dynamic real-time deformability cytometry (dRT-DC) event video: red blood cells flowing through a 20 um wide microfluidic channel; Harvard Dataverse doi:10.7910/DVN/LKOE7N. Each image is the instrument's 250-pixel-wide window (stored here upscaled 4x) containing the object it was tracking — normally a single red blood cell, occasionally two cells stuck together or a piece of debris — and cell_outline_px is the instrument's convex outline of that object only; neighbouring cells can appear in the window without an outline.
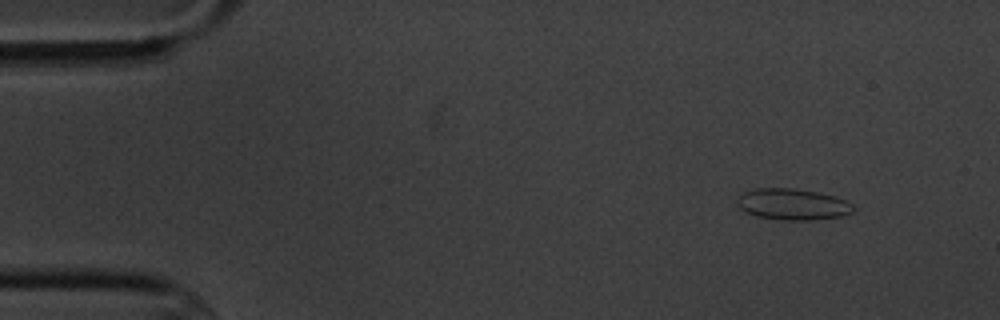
{"species": "common noctule bat (a hibernating species)", "species_latin": "Nyctalus noctula", "temperature_condition": "cold", "stored_images_in_passage": 14, "camera_frame_rate_fps": 3000, "um_per_image_px": 0.085, "animal": {"sex": "male", "body_mass_g": 20.1, "forearm_length_mm": 53.5}, "frame": {"image": 1, "passage_image": 1, "time_ms": 0.0, "image_size_px": [1000, 320], "cell_outline_px": [[856, 208], [852, 212], [840, 216], [808, 220], [780, 220], [756, 216], [744, 212], [736, 204], [736, 200], [744, 192], [756, 188], [796, 188], [816, 192], [832, 196], [844, 200], [852, 204]], "centroid_in_image_um": [67.33, 17.37], "position_along_channel_um": 17.7, "area_um2": 21.1}}
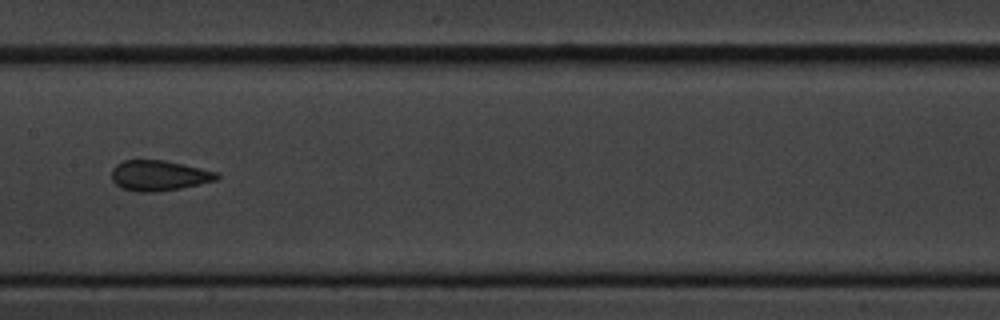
{"frame": {"image": 2, "passage_image": 7, "time_ms": 7.667, "image_size_px": [1000, 320], "cell_outline_px": [[220, 176], [216, 180], [200, 184], [180, 188], [152, 192], [136, 192], [120, 188], [112, 180], [112, 168], [116, 164], [124, 160], [164, 160], [220, 172]], "centroid_in_image_um": [13.51, 14.92], "position_along_channel_um": 193.9, "area_um2": 18.73}}
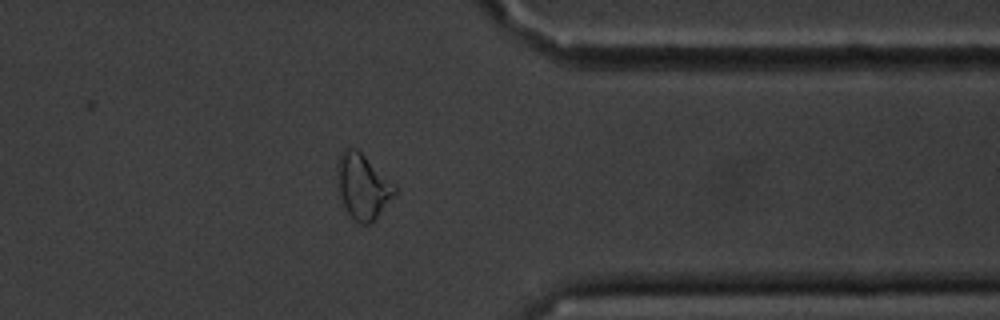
{"frame": {"image": 3, "passage_image": 12, "time_ms": 13.333, "image_size_px": [1000, 320], "cell_outline_px": [[396, 192], [376, 220], [368, 224], [360, 224], [344, 208], [340, 196], [336, 164], [340, 152], [348, 144], [356, 148], [396, 188]], "centroid_in_image_um": [30.78, 15.83], "position_along_channel_um": 380.6, "area_um2": 21.44}, "authors_computed_cell_mechanics": {"area_um2": 18.785, "velocity_mm_per_s": 3.4504, "shape_relaxation_time_tau1_ms": 5.8029, "shape_relaxation_time_tau2_ms": 1.2913, "deformation_change_tau1": 0.1033, "deformation_change_tau2": 0.0316}}